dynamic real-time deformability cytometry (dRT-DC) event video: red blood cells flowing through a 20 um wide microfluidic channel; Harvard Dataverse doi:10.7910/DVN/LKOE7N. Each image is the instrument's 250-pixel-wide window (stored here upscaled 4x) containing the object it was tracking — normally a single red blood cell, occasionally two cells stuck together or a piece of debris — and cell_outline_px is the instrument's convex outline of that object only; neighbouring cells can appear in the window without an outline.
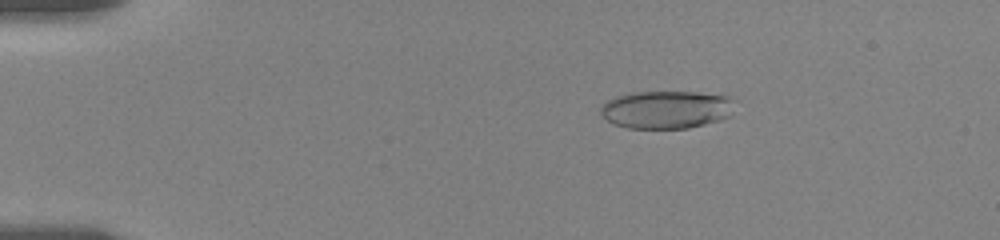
{"species": "human", "species_latin": "Homo sapiens", "temperature_condition": "room temperature", "stored_images_in_passage": 16, "camera_frame_rate_fps": 3000, "um_per_image_px": 0.085, "donor": {"sex": "female"}, "frame": {"image": 1, "passage_image": 5, "time_ms": 3.0, "image_size_px": [1000, 240], "cell_outline_px": [[736, 100], [728, 116], [720, 120], [688, 128], [628, 128], [616, 124], [608, 120], [600, 112], [600, 108], [608, 100], [616, 96], [628, 92], [696, 92], [728, 96]], "centroid_in_image_um": [56.65, 9.3], "position_along_channel_um": 28.4, "area_um2": 29.48}}
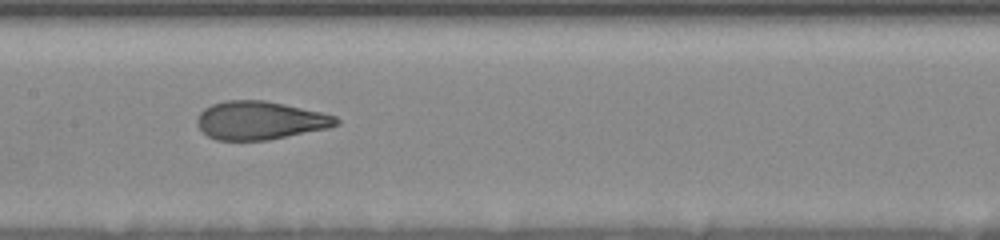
{"frame": {"image": 2, "passage_image": 12, "time_ms": 9.333, "image_size_px": [1000, 240], "cell_outline_px": [[340, 124], [328, 128], [268, 140], [216, 140], [208, 136], [200, 128], [196, 120], [200, 112], [204, 108], [212, 104], [228, 100], [264, 100], [284, 104], [320, 112], [336, 116], [340, 120]], "centroid_in_image_um": [22.11, 10.23], "position_along_channel_um": 185.3, "area_um2": 30.92}}
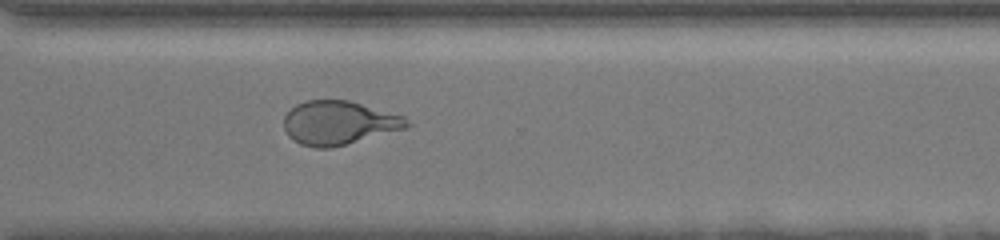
{"frame": {"image": 3, "passage_image": 16, "time_ms": 13.667, "image_size_px": [1000, 240], "cell_outline_px": [[412, 124], [408, 128], [332, 148], [312, 148], [300, 144], [292, 140], [288, 136], [284, 128], [284, 116], [296, 104], [304, 100], [348, 100], [404, 116]], "centroid_in_image_um": [28.8, 10.45], "position_along_channel_um": 341.8, "area_um2": 31.62}}